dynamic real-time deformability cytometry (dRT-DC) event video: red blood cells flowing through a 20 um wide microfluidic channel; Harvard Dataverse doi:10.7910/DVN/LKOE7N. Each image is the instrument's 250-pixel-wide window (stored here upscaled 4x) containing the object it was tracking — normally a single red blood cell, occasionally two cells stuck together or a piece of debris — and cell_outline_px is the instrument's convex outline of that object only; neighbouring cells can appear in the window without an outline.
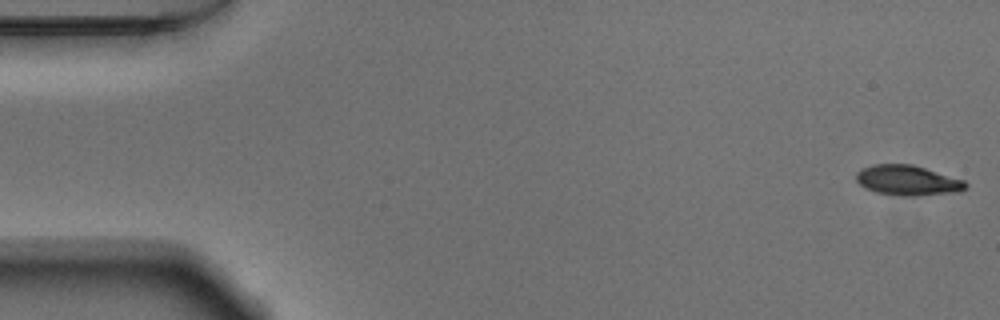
{"species": "Egyptian fruit bat (a non-hibernating species)", "species_latin": "Rousettus aegyptiacus", "temperature_condition": "warm", "stored_images_in_passage": 52, "camera_frame_rate_fps": 3000, "um_per_image_px": 0.085, "animal": {"sex": "male"}, "frame": {"image": 1, "passage_image": 1, "time_ms": 0.0, "image_size_px": [1000, 320], "cell_outline_px": [[968, 184], [964, 188], [956, 192], [916, 196], [900, 196], [876, 192], [864, 188], [856, 180], [856, 172], [860, 168], [872, 164], [912, 164], [964, 180]], "centroid_in_image_um": [77.09, 15.33], "position_along_channel_um": 7.9, "area_um2": 19.25}}
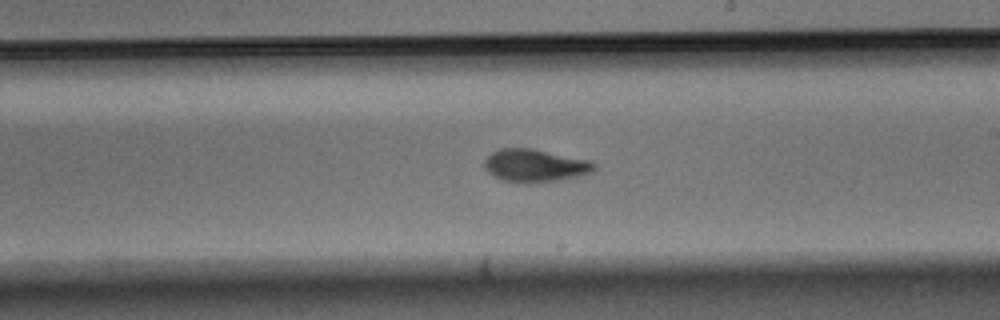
{"frame": {"image": 2, "passage_image": 30, "time_ms": 9.667, "image_size_px": [1000, 320], "cell_outline_px": [[596, 168], [592, 172], [580, 176], [560, 180], [528, 184], [504, 180], [492, 176], [484, 168], [484, 160], [492, 152], [500, 148], [532, 148], [592, 160], [596, 164]], "centroid_in_image_um": [45.5, 14.07], "position_along_channel_um": 243.5, "area_um2": 21.39}}
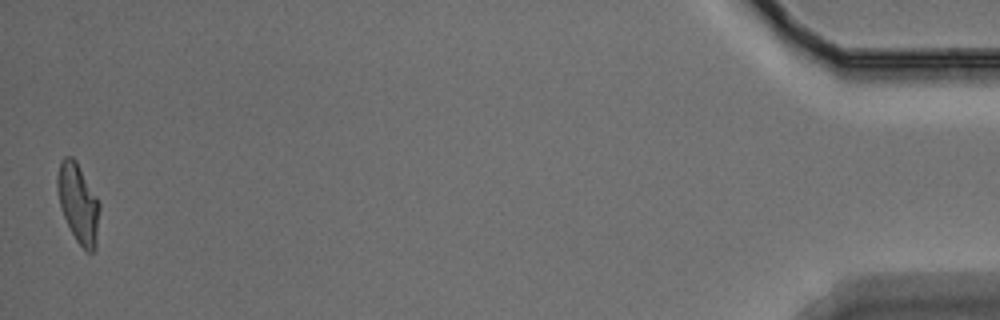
{"frame": {"image": 3, "passage_image": 52, "time_ms": 17.0, "image_size_px": [1000, 320], "cell_outline_px": [[100, 208], [96, 248], [92, 252], [88, 252], [76, 240], [60, 208], [56, 188], [56, 176], [60, 160], [64, 156], [72, 156], [76, 160], [96, 196], [100, 204]], "centroid_in_image_um": [6.63, 17.24], "position_along_channel_um": 428.6, "area_um2": 19.54}, "authors_computed_cell_mechanics": {"area_um2": 19.941, "velocity_mm_per_s": 3.8091, "shape_relaxation_time_tau1_ms": 2.3692, "shape_relaxation_time_tau2_ms": 1.3525, "deformation_change_tau1": 0.1598, "deformation_change_tau2": 0.0655}}